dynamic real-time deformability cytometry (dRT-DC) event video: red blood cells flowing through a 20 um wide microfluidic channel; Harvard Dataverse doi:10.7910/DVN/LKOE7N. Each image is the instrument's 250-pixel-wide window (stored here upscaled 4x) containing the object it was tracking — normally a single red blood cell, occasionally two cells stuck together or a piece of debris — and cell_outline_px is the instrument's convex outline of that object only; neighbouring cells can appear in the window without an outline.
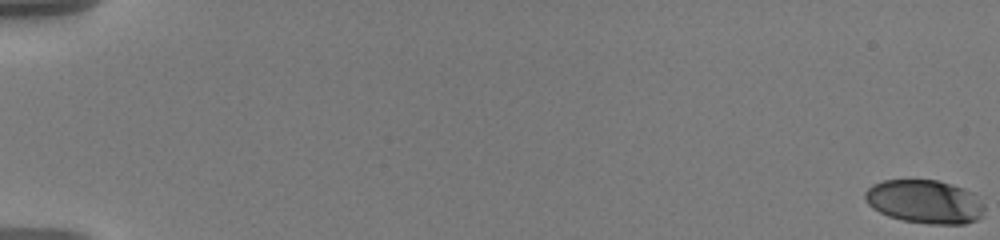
{"species": "human", "species_latin": "Homo sapiens", "temperature_condition": "warm", "stored_images_in_passage": 59, "camera_frame_rate_fps": 3000, "um_per_image_px": 0.085, "donor": {"sex": "male"}, "frame": {"image": 1, "passage_image": 1, "time_ms": 0.0, "image_size_px": [1000, 240], "cell_outline_px": [[984, 208], [980, 216], [976, 220], [964, 224], [928, 224], [904, 220], [888, 216], [872, 208], [868, 204], [864, 196], [864, 192], [872, 184], [884, 180], [936, 180], [964, 188], [976, 192], [984, 204]], "centroid_in_image_um": [78.62, 17.13], "position_along_channel_um": 6.4, "area_um2": 30.46}}
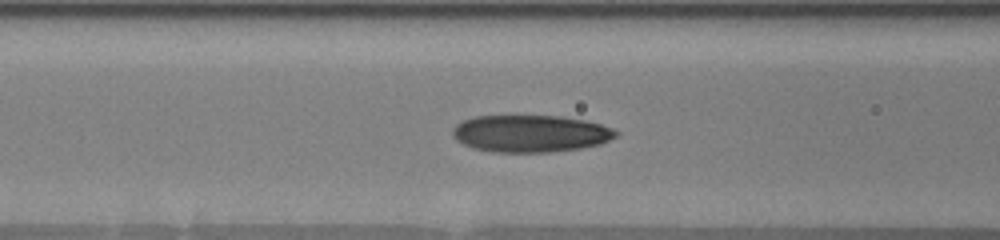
{"frame": {"image": 2, "passage_image": 27, "time_ms": 8.667, "image_size_px": [1000, 240], "cell_outline_px": [[620, 132], [616, 136], [600, 144], [580, 148], [548, 152], [492, 152], [472, 148], [456, 140], [452, 136], [452, 128], [456, 124], [464, 120], [476, 116], [560, 116], [584, 120], [600, 124], [612, 128]], "centroid_in_image_um": [45.06, 11.35], "position_along_channel_um": 121.5, "area_um2": 35.32}}
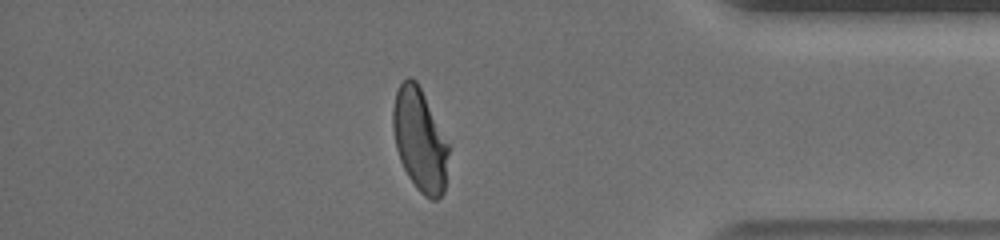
{"frame": {"image": 3, "passage_image": 52, "time_ms": 17.0, "image_size_px": [1000, 240], "cell_outline_px": [[452, 144], [444, 192], [436, 200], [432, 200], [424, 196], [416, 188], [408, 176], [400, 160], [396, 148], [392, 128], [392, 108], [396, 92], [400, 84], [408, 76], [412, 76], [416, 80]], "centroid_in_image_um": [35.73, 11.89], "position_along_channel_um": 399.5, "area_um2": 34.39}, "authors_computed_cell_mechanics": {"area_um2": 34.102, "velocity_mm_per_s": 3.5895, "shape_relaxation_time_tau1_ms": 5.1318, "shape_relaxation_time_tau2_ms": 1.0682, "deformation_change_tau1": 0.2, "deformation_change_tau2": 0.0745}}